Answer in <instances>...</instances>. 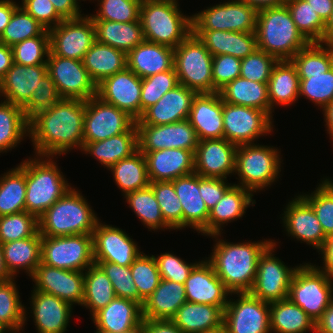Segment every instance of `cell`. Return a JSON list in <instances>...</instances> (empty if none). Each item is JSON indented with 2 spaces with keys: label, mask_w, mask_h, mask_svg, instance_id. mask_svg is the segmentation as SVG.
Masks as SVG:
<instances>
[{
  "label": "cell",
  "mask_w": 333,
  "mask_h": 333,
  "mask_svg": "<svg viewBox=\"0 0 333 333\" xmlns=\"http://www.w3.org/2000/svg\"><path fill=\"white\" fill-rule=\"evenodd\" d=\"M223 319L220 307L186 301L171 320L184 333H204L221 326Z\"/></svg>",
  "instance_id": "obj_39"
},
{
  "label": "cell",
  "mask_w": 333,
  "mask_h": 333,
  "mask_svg": "<svg viewBox=\"0 0 333 333\" xmlns=\"http://www.w3.org/2000/svg\"><path fill=\"white\" fill-rule=\"evenodd\" d=\"M127 68L141 79L174 68V49L144 40L126 54Z\"/></svg>",
  "instance_id": "obj_31"
},
{
  "label": "cell",
  "mask_w": 333,
  "mask_h": 333,
  "mask_svg": "<svg viewBox=\"0 0 333 333\" xmlns=\"http://www.w3.org/2000/svg\"><path fill=\"white\" fill-rule=\"evenodd\" d=\"M280 151L273 146L255 144L239 145L236 150L235 174L239 185L256 192L270 187L281 172Z\"/></svg>",
  "instance_id": "obj_7"
},
{
  "label": "cell",
  "mask_w": 333,
  "mask_h": 333,
  "mask_svg": "<svg viewBox=\"0 0 333 333\" xmlns=\"http://www.w3.org/2000/svg\"><path fill=\"white\" fill-rule=\"evenodd\" d=\"M96 333H140L142 306L130 299L115 297L92 316Z\"/></svg>",
  "instance_id": "obj_25"
},
{
  "label": "cell",
  "mask_w": 333,
  "mask_h": 333,
  "mask_svg": "<svg viewBox=\"0 0 333 333\" xmlns=\"http://www.w3.org/2000/svg\"><path fill=\"white\" fill-rule=\"evenodd\" d=\"M171 182L182 205V229L190 227L207 236L209 211L199 191V175L194 172Z\"/></svg>",
  "instance_id": "obj_30"
},
{
  "label": "cell",
  "mask_w": 333,
  "mask_h": 333,
  "mask_svg": "<svg viewBox=\"0 0 333 333\" xmlns=\"http://www.w3.org/2000/svg\"><path fill=\"white\" fill-rule=\"evenodd\" d=\"M142 79L129 68L105 78L97 85V97L103 102L140 118Z\"/></svg>",
  "instance_id": "obj_20"
},
{
  "label": "cell",
  "mask_w": 333,
  "mask_h": 333,
  "mask_svg": "<svg viewBox=\"0 0 333 333\" xmlns=\"http://www.w3.org/2000/svg\"><path fill=\"white\" fill-rule=\"evenodd\" d=\"M57 13L64 19L79 18L81 14L80 4L76 0H50Z\"/></svg>",
  "instance_id": "obj_69"
},
{
  "label": "cell",
  "mask_w": 333,
  "mask_h": 333,
  "mask_svg": "<svg viewBox=\"0 0 333 333\" xmlns=\"http://www.w3.org/2000/svg\"><path fill=\"white\" fill-rule=\"evenodd\" d=\"M188 120L197 137L223 138V100L219 92L196 94L193 98Z\"/></svg>",
  "instance_id": "obj_27"
},
{
  "label": "cell",
  "mask_w": 333,
  "mask_h": 333,
  "mask_svg": "<svg viewBox=\"0 0 333 333\" xmlns=\"http://www.w3.org/2000/svg\"><path fill=\"white\" fill-rule=\"evenodd\" d=\"M277 62L275 57L257 49L251 55L241 59L240 77L259 83H268Z\"/></svg>",
  "instance_id": "obj_63"
},
{
  "label": "cell",
  "mask_w": 333,
  "mask_h": 333,
  "mask_svg": "<svg viewBox=\"0 0 333 333\" xmlns=\"http://www.w3.org/2000/svg\"><path fill=\"white\" fill-rule=\"evenodd\" d=\"M212 63V54L193 33L174 48V69L179 84L197 94L214 93Z\"/></svg>",
  "instance_id": "obj_9"
},
{
  "label": "cell",
  "mask_w": 333,
  "mask_h": 333,
  "mask_svg": "<svg viewBox=\"0 0 333 333\" xmlns=\"http://www.w3.org/2000/svg\"><path fill=\"white\" fill-rule=\"evenodd\" d=\"M299 84L297 69L291 60L275 64L267 83L271 117L275 105L289 106L298 100Z\"/></svg>",
  "instance_id": "obj_36"
},
{
  "label": "cell",
  "mask_w": 333,
  "mask_h": 333,
  "mask_svg": "<svg viewBox=\"0 0 333 333\" xmlns=\"http://www.w3.org/2000/svg\"><path fill=\"white\" fill-rule=\"evenodd\" d=\"M130 269L139 296L145 301L158 287L161 281L154 255L149 256L141 252L130 265Z\"/></svg>",
  "instance_id": "obj_59"
},
{
  "label": "cell",
  "mask_w": 333,
  "mask_h": 333,
  "mask_svg": "<svg viewBox=\"0 0 333 333\" xmlns=\"http://www.w3.org/2000/svg\"><path fill=\"white\" fill-rule=\"evenodd\" d=\"M84 298L81 306L90 309L93 316L116 297L110 279L104 271L93 264L84 271Z\"/></svg>",
  "instance_id": "obj_46"
},
{
  "label": "cell",
  "mask_w": 333,
  "mask_h": 333,
  "mask_svg": "<svg viewBox=\"0 0 333 333\" xmlns=\"http://www.w3.org/2000/svg\"><path fill=\"white\" fill-rule=\"evenodd\" d=\"M324 43L333 44V11L325 23Z\"/></svg>",
  "instance_id": "obj_78"
},
{
  "label": "cell",
  "mask_w": 333,
  "mask_h": 333,
  "mask_svg": "<svg viewBox=\"0 0 333 333\" xmlns=\"http://www.w3.org/2000/svg\"><path fill=\"white\" fill-rule=\"evenodd\" d=\"M258 11L239 0L216 4L192 15V31L256 32Z\"/></svg>",
  "instance_id": "obj_11"
},
{
  "label": "cell",
  "mask_w": 333,
  "mask_h": 333,
  "mask_svg": "<svg viewBox=\"0 0 333 333\" xmlns=\"http://www.w3.org/2000/svg\"><path fill=\"white\" fill-rule=\"evenodd\" d=\"M241 59L224 54L213 56L212 81L214 93L219 92L228 83L240 77Z\"/></svg>",
  "instance_id": "obj_65"
},
{
  "label": "cell",
  "mask_w": 333,
  "mask_h": 333,
  "mask_svg": "<svg viewBox=\"0 0 333 333\" xmlns=\"http://www.w3.org/2000/svg\"><path fill=\"white\" fill-rule=\"evenodd\" d=\"M164 221L174 230L182 229V205L171 181L150 182Z\"/></svg>",
  "instance_id": "obj_57"
},
{
  "label": "cell",
  "mask_w": 333,
  "mask_h": 333,
  "mask_svg": "<svg viewBox=\"0 0 333 333\" xmlns=\"http://www.w3.org/2000/svg\"><path fill=\"white\" fill-rule=\"evenodd\" d=\"M82 62L96 85L127 67L125 52L98 42L86 52Z\"/></svg>",
  "instance_id": "obj_41"
},
{
  "label": "cell",
  "mask_w": 333,
  "mask_h": 333,
  "mask_svg": "<svg viewBox=\"0 0 333 333\" xmlns=\"http://www.w3.org/2000/svg\"><path fill=\"white\" fill-rule=\"evenodd\" d=\"M48 32L50 52L59 57L82 61L96 42L95 27L89 15L63 20Z\"/></svg>",
  "instance_id": "obj_15"
},
{
  "label": "cell",
  "mask_w": 333,
  "mask_h": 333,
  "mask_svg": "<svg viewBox=\"0 0 333 333\" xmlns=\"http://www.w3.org/2000/svg\"><path fill=\"white\" fill-rule=\"evenodd\" d=\"M321 20L326 23L333 11V0H306Z\"/></svg>",
  "instance_id": "obj_73"
},
{
  "label": "cell",
  "mask_w": 333,
  "mask_h": 333,
  "mask_svg": "<svg viewBox=\"0 0 333 333\" xmlns=\"http://www.w3.org/2000/svg\"><path fill=\"white\" fill-rule=\"evenodd\" d=\"M39 35H49V32L21 6H19L13 12L9 23L1 34L0 43L12 47L25 39H30Z\"/></svg>",
  "instance_id": "obj_50"
},
{
  "label": "cell",
  "mask_w": 333,
  "mask_h": 333,
  "mask_svg": "<svg viewBox=\"0 0 333 333\" xmlns=\"http://www.w3.org/2000/svg\"><path fill=\"white\" fill-rule=\"evenodd\" d=\"M235 144L222 139H204L194 152V172L201 177L223 178L235 173Z\"/></svg>",
  "instance_id": "obj_22"
},
{
  "label": "cell",
  "mask_w": 333,
  "mask_h": 333,
  "mask_svg": "<svg viewBox=\"0 0 333 333\" xmlns=\"http://www.w3.org/2000/svg\"><path fill=\"white\" fill-rule=\"evenodd\" d=\"M97 14L90 15L92 20L115 22L139 21L142 0H98Z\"/></svg>",
  "instance_id": "obj_62"
},
{
  "label": "cell",
  "mask_w": 333,
  "mask_h": 333,
  "mask_svg": "<svg viewBox=\"0 0 333 333\" xmlns=\"http://www.w3.org/2000/svg\"><path fill=\"white\" fill-rule=\"evenodd\" d=\"M178 6L170 0H142L139 19L146 41L174 49L192 33V16Z\"/></svg>",
  "instance_id": "obj_6"
},
{
  "label": "cell",
  "mask_w": 333,
  "mask_h": 333,
  "mask_svg": "<svg viewBox=\"0 0 333 333\" xmlns=\"http://www.w3.org/2000/svg\"><path fill=\"white\" fill-rule=\"evenodd\" d=\"M257 11L286 5L287 0H239Z\"/></svg>",
  "instance_id": "obj_75"
},
{
  "label": "cell",
  "mask_w": 333,
  "mask_h": 333,
  "mask_svg": "<svg viewBox=\"0 0 333 333\" xmlns=\"http://www.w3.org/2000/svg\"><path fill=\"white\" fill-rule=\"evenodd\" d=\"M187 301L184 284L161 279L142 305L143 319L171 320Z\"/></svg>",
  "instance_id": "obj_35"
},
{
  "label": "cell",
  "mask_w": 333,
  "mask_h": 333,
  "mask_svg": "<svg viewBox=\"0 0 333 333\" xmlns=\"http://www.w3.org/2000/svg\"><path fill=\"white\" fill-rule=\"evenodd\" d=\"M45 74L47 64L24 66L13 63L0 80V96L4 97L5 101L22 106L39 86L38 82Z\"/></svg>",
  "instance_id": "obj_32"
},
{
  "label": "cell",
  "mask_w": 333,
  "mask_h": 333,
  "mask_svg": "<svg viewBox=\"0 0 333 333\" xmlns=\"http://www.w3.org/2000/svg\"><path fill=\"white\" fill-rule=\"evenodd\" d=\"M41 240L39 231L32 237L2 244L4 261L9 273L15 277L19 269L32 276L41 263Z\"/></svg>",
  "instance_id": "obj_40"
},
{
  "label": "cell",
  "mask_w": 333,
  "mask_h": 333,
  "mask_svg": "<svg viewBox=\"0 0 333 333\" xmlns=\"http://www.w3.org/2000/svg\"><path fill=\"white\" fill-rule=\"evenodd\" d=\"M94 262H110L130 266L140 255L139 246L129 235L118 227L96 224L92 233Z\"/></svg>",
  "instance_id": "obj_19"
},
{
  "label": "cell",
  "mask_w": 333,
  "mask_h": 333,
  "mask_svg": "<svg viewBox=\"0 0 333 333\" xmlns=\"http://www.w3.org/2000/svg\"><path fill=\"white\" fill-rule=\"evenodd\" d=\"M273 117L266 111L223 102V138L235 144H254L273 131Z\"/></svg>",
  "instance_id": "obj_12"
},
{
  "label": "cell",
  "mask_w": 333,
  "mask_h": 333,
  "mask_svg": "<svg viewBox=\"0 0 333 333\" xmlns=\"http://www.w3.org/2000/svg\"><path fill=\"white\" fill-rule=\"evenodd\" d=\"M127 130H137L136 120L127 112L95 96L85 101L83 142L104 140Z\"/></svg>",
  "instance_id": "obj_13"
},
{
  "label": "cell",
  "mask_w": 333,
  "mask_h": 333,
  "mask_svg": "<svg viewBox=\"0 0 333 333\" xmlns=\"http://www.w3.org/2000/svg\"><path fill=\"white\" fill-rule=\"evenodd\" d=\"M47 73L62 98L88 100L97 96V85L82 61L49 52Z\"/></svg>",
  "instance_id": "obj_16"
},
{
  "label": "cell",
  "mask_w": 333,
  "mask_h": 333,
  "mask_svg": "<svg viewBox=\"0 0 333 333\" xmlns=\"http://www.w3.org/2000/svg\"><path fill=\"white\" fill-rule=\"evenodd\" d=\"M138 150V131L127 130L119 135L96 141L87 142L82 151L94 156L107 169L118 161L131 156Z\"/></svg>",
  "instance_id": "obj_37"
},
{
  "label": "cell",
  "mask_w": 333,
  "mask_h": 333,
  "mask_svg": "<svg viewBox=\"0 0 333 333\" xmlns=\"http://www.w3.org/2000/svg\"><path fill=\"white\" fill-rule=\"evenodd\" d=\"M315 322L289 298L270 303L271 333H315Z\"/></svg>",
  "instance_id": "obj_43"
},
{
  "label": "cell",
  "mask_w": 333,
  "mask_h": 333,
  "mask_svg": "<svg viewBox=\"0 0 333 333\" xmlns=\"http://www.w3.org/2000/svg\"><path fill=\"white\" fill-rule=\"evenodd\" d=\"M196 94L195 91L179 84L166 92L156 104L147 108L138 120L148 125H164L186 120Z\"/></svg>",
  "instance_id": "obj_26"
},
{
  "label": "cell",
  "mask_w": 333,
  "mask_h": 333,
  "mask_svg": "<svg viewBox=\"0 0 333 333\" xmlns=\"http://www.w3.org/2000/svg\"><path fill=\"white\" fill-rule=\"evenodd\" d=\"M318 252L322 255L323 267H316L333 280V235L326 238L325 243Z\"/></svg>",
  "instance_id": "obj_70"
},
{
  "label": "cell",
  "mask_w": 333,
  "mask_h": 333,
  "mask_svg": "<svg viewBox=\"0 0 333 333\" xmlns=\"http://www.w3.org/2000/svg\"><path fill=\"white\" fill-rule=\"evenodd\" d=\"M36 291L52 294L63 301L82 305L84 272L64 270L40 263L31 276Z\"/></svg>",
  "instance_id": "obj_21"
},
{
  "label": "cell",
  "mask_w": 333,
  "mask_h": 333,
  "mask_svg": "<svg viewBox=\"0 0 333 333\" xmlns=\"http://www.w3.org/2000/svg\"><path fill=\"white\" fill-rule=\"evenodd\" d=\"M257 46L278 61L291 58L310 42L297 29L287 5L258 11Z\"/></svg>",
  "instance_id": "obj_3"
},
{
  "label": "cell",
  "mask_w": 333,
  "mask_h": 333,
  "mask_svg": "<svg viewBox=\"0 0 333 333\" xmlns=\"http://www.w3.org/2000/svg\"><path fill=\"white\" fill-rule=\"evenodd\" d=\"M253 193L235 183L224 193L220 201L209 211L207 222V236L222 232V227L242 218L248 207L256 203L252 199Z\"/></svg>",
  "instance_id": "obj_34"
},
{
  "label": "cell",
  "mask_w": 333,
  "mask_h": 333,
  "mask_svg": "<svg viewBox=\"0 0 333 333\" xmlns=\"http://www.w3.org/2000/svg\"><path fill=\"white\" fill-rule=\"evenodd\" d=\"M276 241L259 257L256 279L249 292L263 302L272 303L288 298L290 282L298 266L285 265L275 256ZM275 256V257H274Z\"/></svg>",
  "instance_id": "obj_14"
},
{
  "label": "cell",
  "mask_w": 333,
  "mask_h": 333,
  "mask_svg": "<svg viewBox=\"0 0 333 333\" xmlns=\"http://www.w3.org/2000/svg\"><path fill=\"white\" fill-rule=\"evenodd\" d=\"M91 208L72 187L38 218L39 233L50 237L92 234L99 219Z\"/></svg>",
  "instance_id": "obj_5"
},
{
  "label": "cell",
  "mask_w": 333,
  "mask_h": 333,
  "mask_svg": "<svg viewBox=\"0 0 333 333\" xmlns=\"http://www.w3.org/2000/svg\"><path fill=\"white\" fill-rule=\"evenodd\" d=\"M179 85L178 76L175 69L160 72L142 79L140 117L143 112L168 91Z\"/></svg>",
  "instance_id": "obj_58"
},
{
  "label": "cell",
  "mask_w": 333,
  "mask_h": 333,
  "mask_svg": "<svg viewBox=\"0 0 333 333\" xmlns=\"http://www.w3.org/2000/svg\"><path fill=\"white\" fill-rule=\"evenodd\" d=\"M13 63L12 48L6 44L0 43V80L12 67Z\"/></svg>",
  "instance_id": "obj_74"
},
{
  "label": "cell",
  "mask_w": 333,
  "mask_h": 333,
  "mask_svg": "<svg viewBox=\"0 0 333 333\" xmlns=\"http://www.w3.org/2000/svg\"><path fill=\"white\" fill-rule=\"evenodd\" d=\"M96 42L112 46L126 54L145 40L141 21L115 22L93 20Z\"/></svg>",
  "instance_id": "obj_38"
},
{
  "label": "cell",
  "mask_w": 333,
  "mask_h": 333,
  "mask_svg": "<svg viewBox=\"0 0 333 333\" xmlns=\"http://www.w3.org/2000/svg\"><path fill=\"white\" fill-rule=\"evenodd\" d=\"M14 279L0 282V322L9 329H20L25 326L27 314Z\"/></svg>",
  "instance_id": "obj_52"
},
{
  "label": "cell",
  "mask_w": 333,
  "mask_h": 333,
  "mask_svg": "<svg viewBox=\"0 0 333 333\" xmlns=\"http://www.w3.org/2000/svg\"><path fill=\"white\" fill-rule=\"evenodd\" d=\"M333 180L324 178L311 194L301 196L313 208L319 223L328 237L333 235Z\"/></svg>",
  "instance_id": "obj_55"
},
{
  "label": "cell",
  "mask_w": 333,
  "mask_h": 333,
  "mask_svg": "<svg viewBox=\"0 0 333 333\" xmlns=\"http://www.w3.org/2000/svg\"><path fill=\"white\" fill-rule=\"evenodd\" d=\"M36 157L26 159L19 166L26 172V211L39 218L72 187L52 156Z\"/></svg>",
  "instance_id": "obj_4"
},
{
  "label": "cell",
  "mask_w": 333,
  "mask_h": 333,
  "mask_svg": "<svg viewBox=\"0 0 333 333\" xmlns=\"http://www.w3.org/2000/svg\"><path fill=\"white\" fill-rule=\"evenodd\" d=\"M224 309L223 324L229 333H271L270 303L250 293H236Z\"/></svg>",
  "instance_id": "obj_17"
},
{
  "label": "cell",
  "mask_w": 333,
  "mask_h": 333,
  "mask_svg": "<svg viewBox=\"0 0 333 333\" xmlns=\"http://www.w3.org/2000/svg\"><path fill=\"white\" fill-rule=\"evenodd\" d=\"M136 127L140 151L177 148L195 152L199 142L196 131L188 119L164 125L142 124L136 120Z\"/></svg>",
  "instance_id": "obj_18"
},
{
  "label": "cell",
  "mask_w": 333,
  "mask_h": 333,
  "mask_svg": "<svg viewBox=\"0 0 333 333\" xmlns=\"http://www.w3.org/2000/svg\"><path fill=\"white\" fill-rule=\"evenodd\" d=\"M282 215L283 226L289 236L301 243L306 242L318 251L321 249L327 236L313 208L301 195L288 203Z\"/></svg>",
  "instance_id": "obj_23"
},
{
  "label": "cell",
  "mask_w": 333,
  "mask_h": 333,
  "mask_svg": "<svg viewBox=\"0 0 333 333\" xmlns=\"http://www.w3.org/2000/svg\"><path fill=\"white\" fill-rule=\"evenodd\" d=\"M26 136L29 124L21 106L1 100L0 103V153L11 150Z\"/></svg>",
  "instance_id": "obj_45"
},
{
  "label": "cell",
  "mask_w": 333,
  "mask_h": 333,
  "mask_svg": "<svg viewBox=\"0 0 333 333\" xmlns=\"http://www.w3.org/2000/svg\"><path fill=\"white\" fill-rule=\"evenodd\" d=\"M13 278L14 277L7 270V267H6V264L4 261L2 244L0 243V282L9 281Z\"/></svg>",
  "instance_id": "obj_77"
},
{
  "label": "cell",
  "mask_w": 333,
  "mask_h": 333,
  "mask_svg": "<svg viewBox=\"0 0 333 333\" xmlns=\"http://www.w3.org/2000/svg\"><path fill=\"white\" fill-rule=\"evenodd\" d=\"M141 152L147 161L150 182L174 181L194 173V151L173 148Z\"/></svg>",
  "instance_id": "obj_29"
},
{
  "label": "cell",
  "mask_w": 333,
  "mask_h": 333,
  "mask_svg": "<svg viewBox=\"0 0 333 333\" xmlns=\"http://www.w3.org/2000/svg\"><path fill=\"white\" fill-rule=\"evenodd\" d=\"M110 279L116 297L133 300L141 306L144 300L139 296L130 266H120L110 262H95Z\"/></svg>",
  "instance_id": "obj_61"
},
{
  "label": "cell",
  "mask_w": 333,
  "mask_h": 333,
  "mask_svg": "<svg viewBox=\"0 0 333 333\" xmlns=\"http://www.w3.org/2000/svg\"><path fill=\"white\" fill-rule=\"evenodd\" d=\"M211 236L217 243L207 261L212 265L216 275L233 295L249 293L256 279L259 257L273 240L231 243L219 239L221 233Z\"/></svg>",
  "instance_id": "obj_2"
},
{
  "label": "cell",
  "mask_w": 333,
  "mask_h": 333,
  "mask_svg": "<svg viewBox=\"0 0 333 333\" xmlns=\"http://www.w3.org/2000/svg\"><path fill=\"white\" fill-rule=\"evenodd\" d=\"M219 94L223 102L256 108L266 111L270 115L267 83H259L238 77L223 87Z\"/></svg>",
  "instance_id": "obj_42"
},
{
  "label": "cell",
  "mask_w": 333,
  "mask_h": 333,
  "mask_svg": "<svg viewBox=\"0 0 333 333\" xmlns=\"http://www.w3.org/2000/svg\"><path fill=\"white\" fill-rule=\"evenodd\" d=\"M26 172L19 166L0 176V216L26 211Z\"/></svg>",
  "instance_id": "obj_47"
},
{
  "label": "cell",
  "mask_w": 333,
  "mask_h": 333,
  "mask_svg": "<svg viewBox=\"0 0 333 333\" xmlns=\"http://www.w3.org/2000/svg\"><path fill=\"white\" fill-rule=\"evenodd\" d=\"M140 333H184L172 320L143 319Z\"/></svg>",
  "instance_id": "obj_68"
},
{
  "label": "cell",
  "mask_w": 333,
  "mask_h": 333,
  "mask_svg": "<svg viewBox=\"0 0 333 333\" xmlns=\"http://www.w3.org/2000/svg\"><path fill=\"white\" fill-rule=\"evenodd\" d=\"M85 100L62 98L29 124L35 156H56L84 146ZM54 155V156H53Z\"/></svg>",
  "instance_id": "obj_1"
},
{
  "label": "cell",
  "mask_w": 333,
  "mask_h": 333,
  "mask_svg": "<svg viewBox=\"0 0 333 333\" xmlns=\"http://www.w3.org/2000/svg\"><path fill=\"white\" fill-rule=\"evenodd\" d=\"M11 48L13 61L16 64L24 66L46 64L50 52V37L49 35H39L25 39Z\"/></svg>",
  "instance_id": "obj_60"
},
{
  "label": "cell",
  "mask_w": 333,
  "mask_h": 333,
  "mask_svg": "<svg viewBox=\"0 0 333 333\" xmlns=\"http://www.w3.org/2000/svg\"><path fill=\"white\" fill-rule=\"evenodd\" d=\"M124 197L129 207L148 229L153 231H157L158 229H172L164 221L158 201L150 185L143 189L129 192Z\"/></svg>",
  "instance_id": "obj_49"
},
{
  "label": "cell",
  "mask_w": 333,
  "mask_h": 333,
  "mask_svg": "<svg viewBox=\"0 0 333 333\" xmlns=\"http://www.w3.org/2000/svg\"><path fill=\"white\" fill-rule=\"evenodd\" d=\"M20 6L46 30L55 27L64 20L57 13L50 0H22Z\"/></svg>",
  "instance_id": "obj_66"
},
{
  "label": "cell",
  "mask_w": 333,
  "mask_h": 333,
  "mask_svg": "<svg viewBox=\"0 0 333 333\" xmlns=\"http://www.w3.org/2000/svg\"><path fill=\"white\" fill-rule=\"evenodd\" d=\"M38 84L30 98L21 106L28 124L40 114L50 111L62 99L48 73L39 80Z\"/></svg>",
  "instance_id": "obj_53"
},
{
  "label": "cell",
  "mask_w": 333,
  "mask_h": 333,
  "mask_svg": "<svg viewBox=\"0 0 333 333\" xmlns=\"http://www.w3.org/2000/svg\"><path fill=\"white\" fill-rule=\"evenodd\" d=\"M38 231V218L27 211L0 216L1 244L32 237Z\"/></svg>",
  "instance_id": "obj_56"
},
{
  "label": "cell",
  "mask_w": 333,
  "mask_h": 333,
  "mask_svg": "<svg viewBox=\"0 0 333 333\" xmlns=\"http://www.w3.org/2000/svg\"><path fill=\"white\" fill-rule=\"evenodd\" d=\"M332 281L316 265L300 264L291 279L288 298L316 323L333 300Z\"/></svg>",
  "instance_id": "obj_8"
},
{
  "label": "cell",
  "mask_w": 333,
  "mask_h": 333,
  "mask_svg": "<svg viewBox=\"0 0 333 333\" xmlns=\"http://www.w3.org/2000/svg\"><path fill=\"white\" fill-rule=\"evenodd\" d=\"M13 0H0V36L9 23L13 12L19 7Z\"/></svg>",
  "instance_id": "obj_71"
},
{
  "label": "cell",
  "mask_w": 333,
  "mask_h": 333,
  "mask_svg": "<svg viewBox=\"0 0 333 333\" xmlns=\"http://www.w3.org/2000/svg\"><path fill=\"white\" fill-rule=\"evenodd\" d=\"M161 279L184 284L193 268L200 262L188 264L170 252L155 257Z\"/></svg>",
  "instance_id": "obj_64"
},
{
  "label": "cell",
  "mask_w": 333,
  "mask_h": 333,
  "mask_svg": "<svg viewBox=\"0 0 333 333\" xmlns=\"http://www.w3.org/2000/svg\"><path fill=\"white\" fill-rule=\"evenodd\" d=\"M322 111L324 113L326 131L328 132L330 139H333V102L326 106Z\"/></svg>",
  "instance_id": "obj_76"
},
{
  "label": "cell",
  "mask_w": 333,
  "mask_h": 333,
  "mask_svg": "<svg viewBox=\"0 0 333 333\" xmlns=\"http://www.w3.org/2000/svg\"><path fill=\"white\" fill-rule=\"evenodd\" d=\"M41 263L59 269L84 272L95 264L92 234L42 236Z\"/></svg>",
  "instance_id": "obj_10"
},
{
  "label": "cell",
  "mask_w": 333,
  "mask_h": 333,
  "mask_svg": "<svg viewBox=\"0 0 333 333\" xmlns=\"http://www.w3.org/2000/svg\"><path fill=\"white\" fill-rule=\"evenodd\" d=\"M204 333H229V332H228L227 327L224 324H222L218 328H215V329H212V330H208V331H206Z\"/></svg>",
  "instance_id": "obj_79"
},
{
  "label": "cell",
  "mask_w": 333,
  "mask_h": 333,
  "mask_svg": "<svg viewBox=\"0 0 333 333\" xmlns=\"http://www.w3.org/2000/svg\"><path fill=\"white\" fill-rule=\"evenodd\" d=\"M111 170L116 185L123 196L150 185L145 155L138 149L131 156L118 161Z\"/></svg>",
  "instance_id": "obj_44"
},
{
  "label": "cell",
  "mask_w": 333,
  "mask_h": 333,
  "mask_svg": "<svg viewBox=\"0 0 333 333\" xmlns=\"http://www.w3.org/2000/svg\"><path fill=\"white\" fill-rule=\"evenodd\" d=\"M9 331H10V329L6 325H4L2 322H0V333H7Z\"/></svg>",
  "instance_id": "obj_80"
},
{
  "label": "cell",
  "mask_w": 333,
  "mask_h": 333,
  "mask_svg": "<svg viewBox=\"0 0 333 333\" xmlns=\"http://www.w3.org/2000/svg\"><path fill=\"white\" fill-rule=\"evenodd\" d=\"M192 33L198 37L212 56L228 54L243 59L258 49L255 32L205 30L192 31Z\"/></svg>",
  "instance_id": "obj_33"
},
{
  "label": "cell",
  "mask_w": 333,
  "mask_h": 333,
  "mask_svg": "<svg viewBox=\"0 0 333 333\" xmlns=\"http://www.w3.org/2000/svg\"><path fill=\"white\" fill-rule=\"evenodd\" d=\"M223 178H211L199 176V191L205 205L210 211L222 198L231 183H226Z\"/></svg>",
  "instance_id": "obj_67"
},
{
  "label": "cell",
  "mask_w": 333,
  "mask_h": 333,
  "mask_svg": "<svg viewBox=\"0 0 333 333\" xmlns=\"http://www.w3.org/2000/svg\"><path fill=\"white\" fill-rule=\"evenodd\" d=\"M315 333H333V300L322 316L317 320Z\"/></svg>",
  "instance_id": "obj_72"
},
{
  "label": "cell",
  "mask_w": 333,
  "mask_h": 333,
  "mask_svg": "<svg viewBox=\"0 0 333 333\" xmlns=\"http://www.w3.org/2000/svg\"><path fill=\"white\" fill-rule=\"evenodd\" d=\"M32 291L30 313L38 333H65L73 306L52 294Z\"/></svg>",
  "instance_id": "obj_28"
},
{
  "label": "cell",
  "mask_w": 333,
  "mask_h": 333,
  "mask_svg": "<svg viewBox=\"0 0 333 333\" xmlns=\"http://www.w3.org/2000/svg\"><path fill=\"white\" fill-rule=\"evenodd\" d=\"M298 76L299 97H307L322 110L333 102V67L325 73Z\"/></svg>",
  "instance_id": "obj_54"
},
{
  "label": "cell",
  "mask_w": 333,
  "mask_h": 333,
  "mask_svg": "<svg viewBox=\"0 0 333 333\" xmlns=\"http://www.w3.org/2000/svg\"><path fill=\"white\" fill-rule=\"evenodd\" d=\"M184 286L188 302L210 304L223 311L229 302L228 296L232 295L207 260H201L193 268Z\"/></svg>",
  "instance_id": "obj_24"
},
{
  "label": "cell",
  "mask_w": 333,
  "mask_h": 333,
  "mask_svg": "<svg viewBox=\"0 0 333 333\" xmlns=\"http://www.w3.org/2000/svg\"><path fill=\"white\" fill-rule=\"evenodd\" d=\"M297 29L309 42L324 43L325 23L306 0H287Z\"/></svg>",
  "instance_id": "obj_51"
},
{
  "label": "cell",
  "mask_w": 333,
  "mask_h": 333,
  "mask_svg": "<svg viewBox=\"0 0 333 333\" xmlns=\"http://www.w3.org/2000/svg\"><path fill=\"white\" fill-rule=\"evenodd\" d=\"M325 45V46H324ZM298 75H316L333 67V44L310 42L292 58Z\"/></svg>",
  "instance_id": "obj_48"
}]
</instances>
